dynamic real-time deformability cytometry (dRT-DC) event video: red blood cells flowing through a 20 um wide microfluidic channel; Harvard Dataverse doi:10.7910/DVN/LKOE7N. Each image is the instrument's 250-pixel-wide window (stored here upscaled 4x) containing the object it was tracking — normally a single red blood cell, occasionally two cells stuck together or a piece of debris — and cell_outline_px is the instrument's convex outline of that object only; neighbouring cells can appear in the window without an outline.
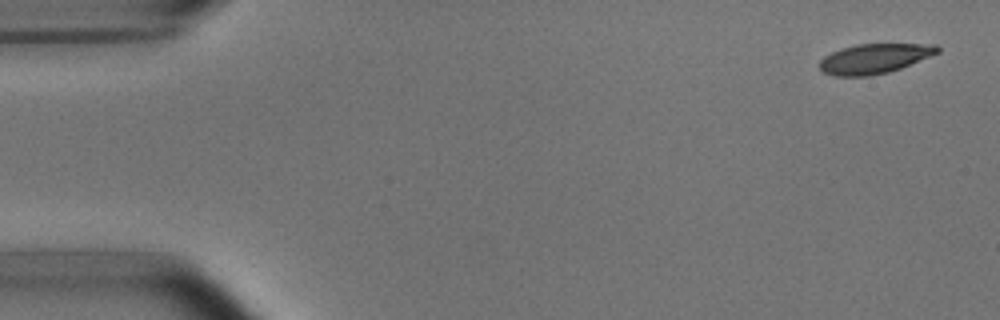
{"species": "common noctule bat (a hibernating species)", "species_latin": "Nyctalus noctula", "temperature_condition": "room temperature", "stored_images_in_passage": 4, "camera_frame_rate_fps": 3000, "um_per_image_px": 0.085, "animal": {"sex": "male", "body_mass_g": 15.6}, "frame": {"image": 1, "passage_image": 1, "time_ms": 0.0, "image_size_px": [1000, 320], "cell_outline_px": [[940, 52], [900, 68], [888, 72], [868, 76], [832, 76], [824, 72], [820, 68], [820, 60], [824, 56], [840, 48], [856, 44], [936, 44], [940, 48]], "centroid_in_image_um": [74.31, 4.97], "position_along_channel_um": 10.7, "area_um2": 20.4}}